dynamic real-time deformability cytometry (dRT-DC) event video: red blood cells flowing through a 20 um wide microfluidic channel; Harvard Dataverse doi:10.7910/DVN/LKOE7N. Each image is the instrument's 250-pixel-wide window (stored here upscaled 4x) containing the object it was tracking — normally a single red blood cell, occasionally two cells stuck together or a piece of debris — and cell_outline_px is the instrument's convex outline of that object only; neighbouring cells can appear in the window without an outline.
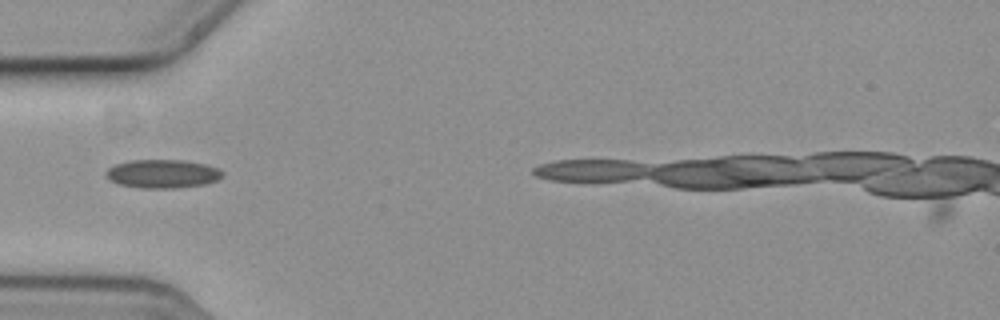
{"species": "common noctule bat (a hibernating species)", "species_latin": "Nyctalus noctula", "temperature_condition": "cold", "stored_images_in_passage": 5, "camera_frame_rate_fps": 3000, "um_per_image_px": 0.085, "animal": {"sex": "female", "body_mass_g": 19.3, "forearm_length_mm": 54.1}, "frame": {"image": 1, "passage_image": 1, "time_ms": 0.0, "image_size_px": [1000, 320], "cell_outline_px": [[224, 176], [216, 180], [204, 184], [176, 188], [140, 188], [116, 184], [108, 180], [104, 176], [104, 172], [108, 168], [116, 164], [128, 160], [184, 160], [204, 164], [216, 168], [224, 172]], "centroid_in_image_um": [13.75, 14.77], "position_along_channel_um": 71.3, "area_um2": 19.59}}
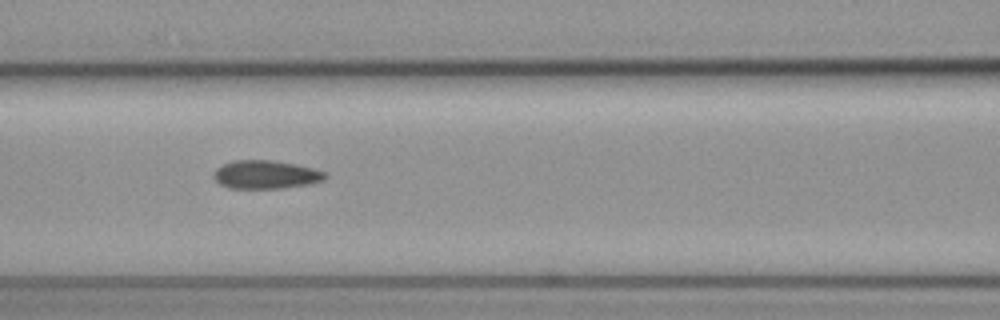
{"frame": {"image": 2, "passage_image": 3, "time_ms": 0.667, "image_size_px": [1000, 320], "cell_outline_px": [[328, 176], [324, 180], [308, 184], [280, 188], [228, 188], [220, 184], [212, 176], [212, 172], [216, 168], [224, 164], [236, 160], [272, 160], [296, 164], [312, 168], [324, 172]], "centroid_in_image_um": [22.56, 14.84], "position_along_channel_um": 144.0, "area_um2": 18.38}}
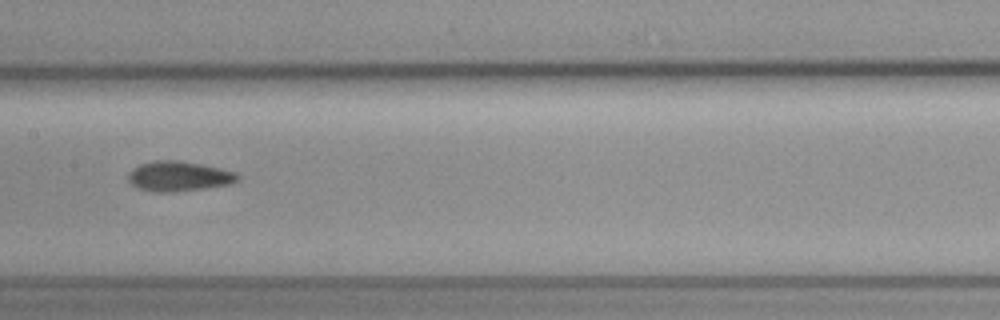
{"frame": {"image": 3, "passage_image": 4, "time_ms": 1.0, "image_size_px": [1000, 320], "cell_outline_px": [[240, 176], [232, 184], [176, 192], [156, 192], [136, 188], [128, 180], [128, 172], [132, 168], [140, 164], [152, 160], [180, 160], [220, 168], [236, 172]], "centroid_in_image_um": [15.17, 14.98], "position_along_channel_um": 192.2, "area_um2": 19.31}}